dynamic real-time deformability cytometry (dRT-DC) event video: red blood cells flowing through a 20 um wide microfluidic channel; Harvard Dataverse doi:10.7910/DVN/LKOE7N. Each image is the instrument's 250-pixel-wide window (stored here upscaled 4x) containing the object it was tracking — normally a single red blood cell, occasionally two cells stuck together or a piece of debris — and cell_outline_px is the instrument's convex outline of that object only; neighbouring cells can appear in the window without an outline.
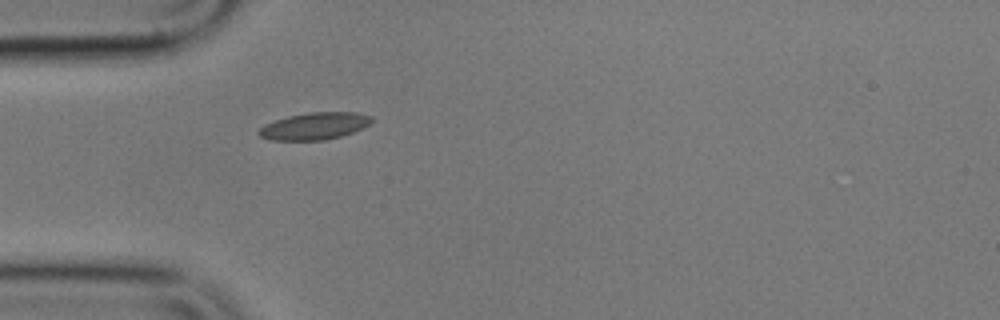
{"species": "common noctule bat (a hibernating species)", "species_latin": "Nyctalus noctula", "temperature_condition": "cold", "stored_images_in_passage": 40, "camera_frame_rate_fps": 3000, "um_per_image_px": 0.085, "animal": {"sex": "male", "body_mass_g": 17.9}, "frame": {"image": 1, "passage_image": 1, "time_ms": 0.0, "image_size_px": [1000, 320], "cell_outline_px": [[372, 120], [364, 128], [340, 136], [324, 140], [272, 140], [260, 136], [256, 132], [264, 124], [288, 116], [312, 112], [356, 112], [372, 116]], "centroid_in_image_um": [26.73, 10.71], "position_along_channel_um": 58.3, "area_um2": 17.69}}
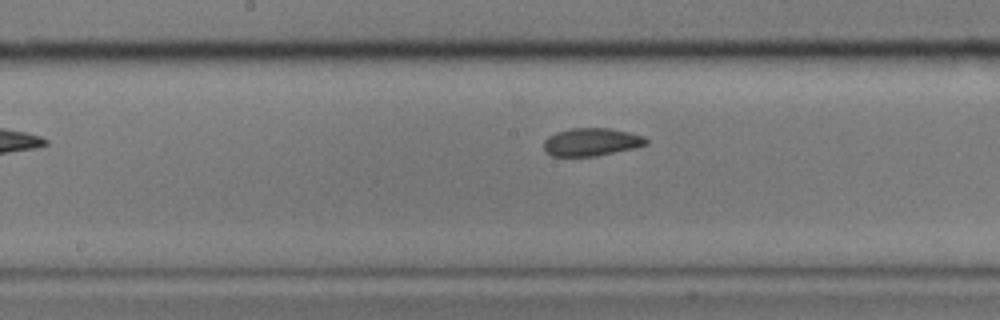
{"frame": {"image": 2, "passage_image": 13, "time_ms": 4.0, "image_size_px": [1000, 320], "cell_outline_px": [[648, 144], [636, 148], [596, 156], [552, 156], [544, 152], [544, 140], [548, 136], [556, 132], [572, 128], [608, 128], [628, 132], [644, 136], [648, 140]], "centroid_in_image_um": [50.27, 12.07], "position_along_channel_um": 197.9, "area_um2": 16.76}}
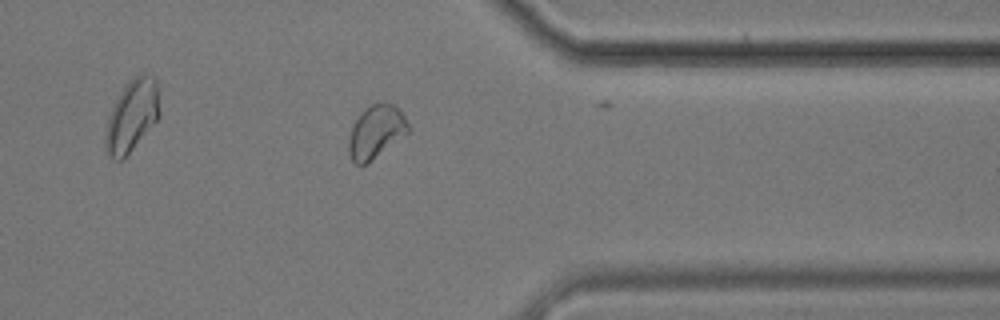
{"frame": {"image": 3, "passage_image": 29, "time_ms": 9.333, "image_size_px": [1000, 320], "cell_outline_px": [[412, 132], [364, 164], [356, 164], [352, 160], [348, 152], [348, 140], [352, 124], [360, 112], [364, 108], [372, 104], [392, 104], [404, 116]], "centroid_in_image_um": [31.95, 11.2], "position_along_channel_um": 379.4, "area_um2": 18.32}, "authors_computed_cell_mechanics": {"area_um2": 17.1088, "velocity_mm_per_s": 3.5642, "shape_relaxation_time_tau1_ms": 7.8015, "shape_relaxation_time_tau2_ms": 1.3839, "deformation_change_tau1": 0.1705, "deformation_change_tau2": 0.0519}}